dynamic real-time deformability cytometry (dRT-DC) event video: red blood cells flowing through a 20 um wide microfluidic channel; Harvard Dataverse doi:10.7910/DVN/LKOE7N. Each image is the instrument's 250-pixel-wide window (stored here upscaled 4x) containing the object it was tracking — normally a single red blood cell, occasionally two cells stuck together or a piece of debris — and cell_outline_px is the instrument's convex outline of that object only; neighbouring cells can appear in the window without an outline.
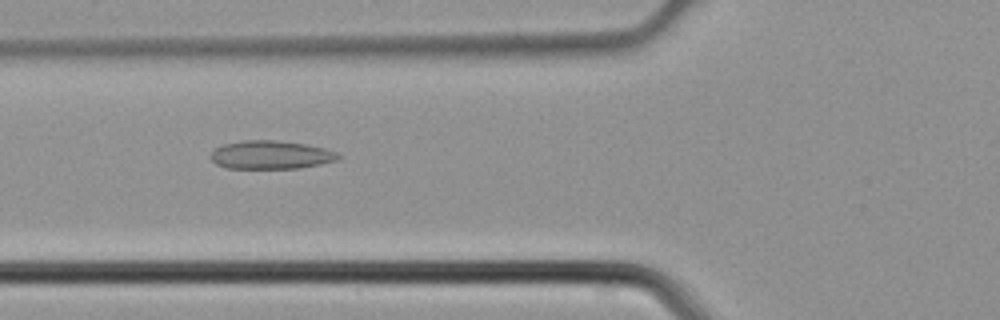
{"species": "common noctule bat (a hibernating species)", "species_latin": "Nyctalus noctula", "temperature_condition": "cold", "stored_images_in_passage": 33, "camera_frame_rate_fps": 3000, "um_per_image_px": 0.085, "animal": {"sex": "male", "body_mass_g": 21.5, "forearm_length_mm": 52.0}, "frame": {"image": 1, "passage_image": 5, "time_ms": 1.333, "image_size_px": [1000, 320], "cell_outline_px": [[344, 156], [336, 160], [320, 164], [300, 168], [228, 168], [216, 164], [208, 156], [216, 148], [224, 144], [244, 140], [276, 140], [308, 144], [324, 148], [336, 152]], "centroid_in_image_um": [23.04, 13.16], "position_along_channel_um": 102.8, "area_um2": 21.15}}
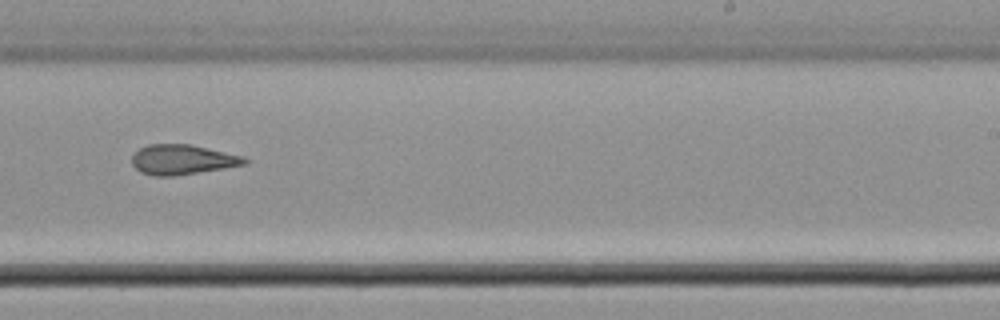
{"frame": {"image": 2, "passage_image": 16, "time_ms": 5.0, "image_size_px": [1000, 320], "cell_outline_px": [[248, 160], [244, 164], [224, 168], [172, 176], [152, 176], [140, 172], [132, 164], [132, 156], [140, 148], [148, 144], [192, 144], [244, 156]], "centroid_in_image_um": [15.48, 13.56], "position_along_channel_um": 273.5, "area_um2": 19.59}}
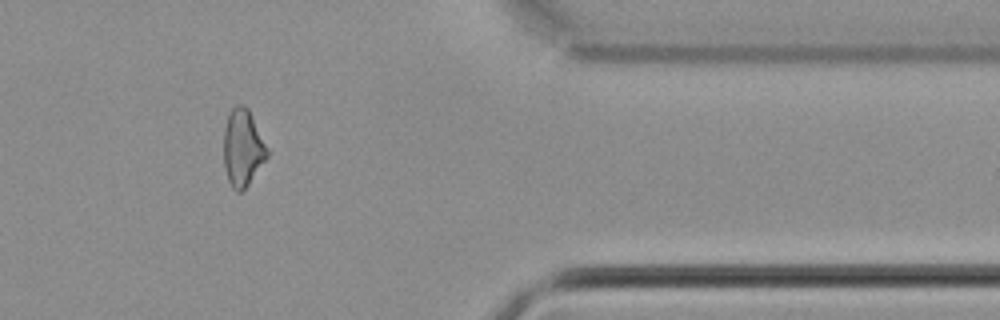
{"frame": {"image": 3, "passage_image": 25, "time_ms": 8.0, "image_size_px": [1000, 320], "cell_outline_px": [[268, 156], [248, 184], [240, 192], [236, 192], [232, 188], [228, 180], [224, 168], [224, 128], [228, 112], [236, 104], [244, 104], [248, 108], [268, 148]], "centroid_in_image_um": [20.61, 12.54], "position_along_channel_um": 390.8, "area_um2": 19.54}}